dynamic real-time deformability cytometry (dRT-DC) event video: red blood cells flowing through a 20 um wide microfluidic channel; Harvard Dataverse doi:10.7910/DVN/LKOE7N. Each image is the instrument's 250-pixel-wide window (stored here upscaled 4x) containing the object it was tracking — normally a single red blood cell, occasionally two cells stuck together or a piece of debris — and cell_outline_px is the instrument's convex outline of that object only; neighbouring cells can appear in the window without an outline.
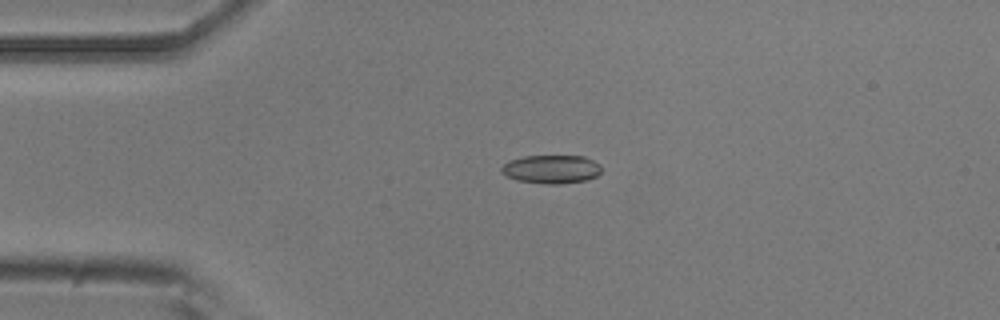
{"species": "common noctule bat (a hibernating species)", "species_latin": "Nyctalus noctula", "temperature_condition": "room temperature", "stored_images_in_passage": 2, "camera_frame_rate_fps": 3000, "um_per_image_px": 0.085, "animal": {"sex": "male", "body_mass_g": 20.5, "forearm_length_mm": 52.5}, "frame": {"image": 1, "passage_image": 1, "time_ms": 0.0, "image_size_px": [1000, 320], "cell_outline_px": [[600, 172], [596, 176], [588, 180], [560, 184], [544, 184], [516, 180], [500, 172], [500, 168], [508, 160], [524, 156], [584, 156], [600, 164]], "centroid_in_image_um": [46.85, 14.38], "position_along_channel_um": 38.2, "area_um2": 16.7}}